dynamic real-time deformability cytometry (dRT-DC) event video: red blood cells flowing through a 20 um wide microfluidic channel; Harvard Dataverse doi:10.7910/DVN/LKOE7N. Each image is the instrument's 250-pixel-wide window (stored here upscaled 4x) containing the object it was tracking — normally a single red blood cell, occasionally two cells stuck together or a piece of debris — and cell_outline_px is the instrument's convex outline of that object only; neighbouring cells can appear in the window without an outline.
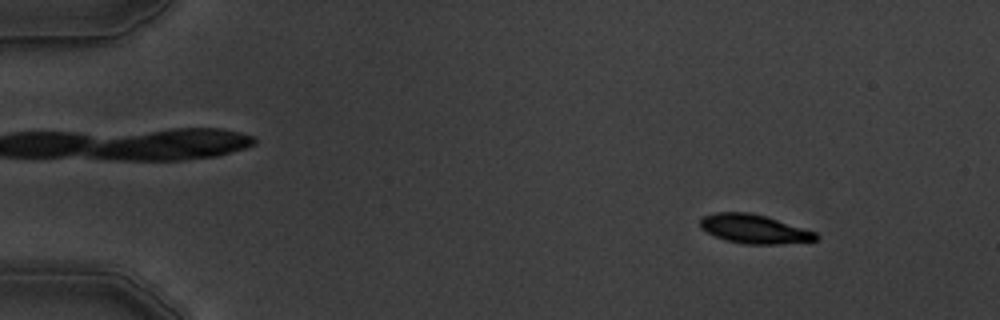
{"species": "common noctule bat (a hibernating species)", "species_latin": "Nyctalus noctula", "temperature_condition": "warm", "stored_images_in_passage": 8, "camera_frame_rate_fps": 3000, "um_per_image_px": 0.085, "animal": {"sex": "male", "body_mass_g": 19.5, "forearm_length_mm": 54.6}, "frame": {"image": 1, "passage_image": 2, "time_ms": 1.333, "image_size_px": [1000, 320], "cell_outline_px": [[820, 236], [816, 240], [780, 244], [744, 244], [724, 240], [700, 228], [700, 220], [704, 216], [716, 212], [748, 212], [764, 216], [816, 232]], "centroid_in_image_um": [64.09, 19.47], "position_along_channel_um": 20.9, "area_um2": 19.31}}
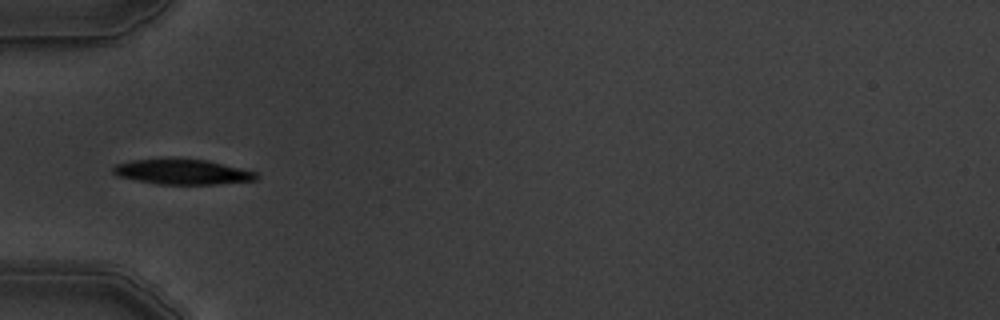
{"frame": {"image": 2, "passage_image": 5, "time_ms": 5.333, "image_size_px": [1000, 320], "cell_outline_px": [[260, 176], [256, 180], [216, 184], [156, 184], [116, 176], [112, 172], [112, 168], [116, 164], [132, 160], [204, 160], [240, 168], [256, 172]], "centroid_in_image_um": [15.49, 14.63], "position_along_channel_um": 69.5, "area_um2": 20.46}}